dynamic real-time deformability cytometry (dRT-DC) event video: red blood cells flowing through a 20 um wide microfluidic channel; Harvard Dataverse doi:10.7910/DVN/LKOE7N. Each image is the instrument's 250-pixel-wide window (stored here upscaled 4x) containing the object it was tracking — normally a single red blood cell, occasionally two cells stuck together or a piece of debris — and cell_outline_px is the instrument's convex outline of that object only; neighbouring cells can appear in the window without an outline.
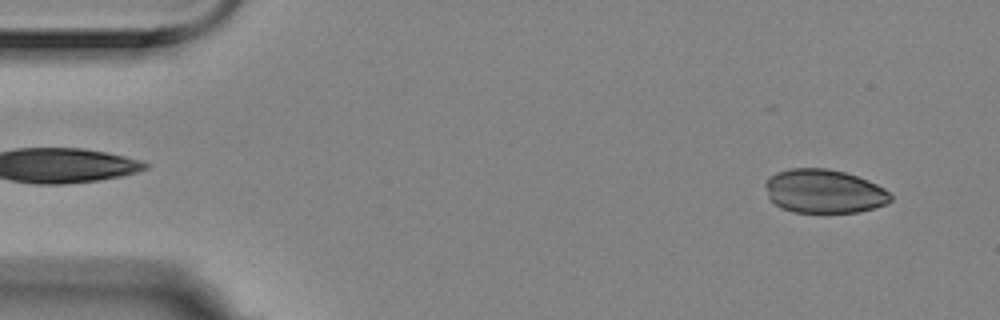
{"species": "Egyptian fruit bat (a non-hibernating species)", "species_latin": "Rousettus aegyptiacus", "temperature_condition": "room temperature", "stored_images_in_passage": 30, "camera_frame_rate_fps": 3000, "um_per_image_px": 0.085, "animal": {"sex": "female"}, "frame": {"image": 1, "passage_image": 3, "time_ms": 0.667, "image_size_px": [1000, 320], "cell_outline_px": [[892, 200], [884, 204], [860, 212], [792, 212], [780, 208], [768, 196], [764, 184], [768, 176], [776, 172], [788, 168], [828, 168], [844, 172], [868, 180], [884, 188], [892, 196]], "centroid_in_image_um": [70.01, 16.25], "position_along_channel_um": 15.0, "area_um2": 32.02}}
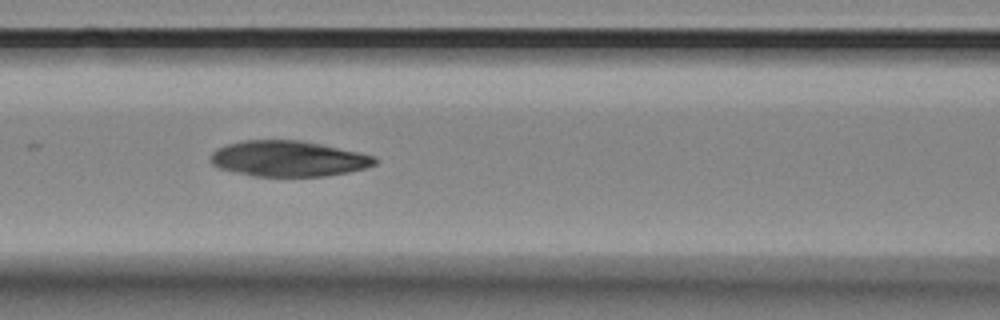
{"frame": {"image": 2, "passage_image": 22, "time_ms": 7.0, "image_size_px": [1000, 320], "cell_outline_px": [[376, 164], [364, 168], [348, 172], [324, 176], [256, 176], [236, 172], [220, 168], [212, 164], [208, 160], [208, 156], [216, 148], [240, 140], [300, 140], [360, 152], [376, 156]], "centroid_in_image_um": [24.48, 13.48], "position_along_channel_um": 142.1, "area_um2": 34.22}}
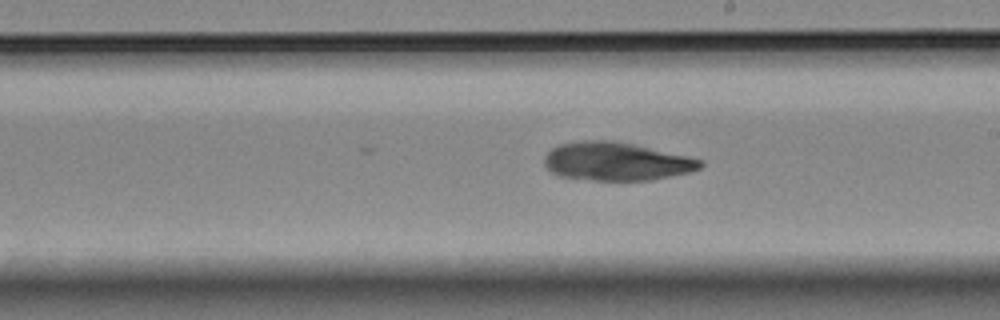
{"frame": {"image": 3, "passage_image": 30, "time_ms": 9.667, "image_size_px": [1000, 320], "cell_outline_px": [[704, 164], [700, 168], [688, 172], [652, 180], [592, 180], [560, 176], [552, 172], [544, 164], [544, 156], [552, 148], [560, 144], [580, 140], [612, 140], [636, 144], [688, 156], [704, 160]], "centroid_in_image_um": [52.39, 13.71], "position_along_channel_um": 236.6, "area_um2": 34.91}}